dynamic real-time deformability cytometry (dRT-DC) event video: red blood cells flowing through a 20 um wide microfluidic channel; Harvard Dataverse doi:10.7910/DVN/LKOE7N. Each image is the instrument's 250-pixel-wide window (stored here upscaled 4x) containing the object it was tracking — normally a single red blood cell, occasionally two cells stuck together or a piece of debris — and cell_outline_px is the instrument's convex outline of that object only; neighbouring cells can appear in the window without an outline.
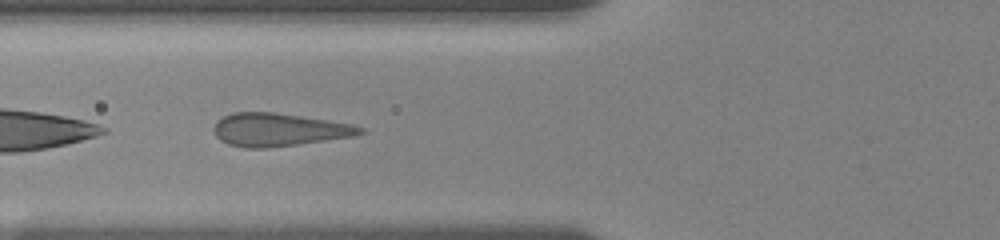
{"species": "human", "species_latin": "Homo sapiens", "temperature_condition": "room temperature", "stored_images_in_passage": 36, "camera_frame_rate_fps": 3000, "um_per_image_px": 0.085, "donor": {"sex": "female"}, "frame": {"image": 1, "passage_image": 4, "time_ms": 1.0, "image_size_px": [1000, 240], "cell_outline_px": [[368, 132], [352, 136], [268, 148], [244, 148], [228, 144], [220, 140], [216, 136], [212, 128], [224, 116], [232, 112], [272, 112], [328, 120], [352, 124], [364, 128]], "centroid_in_image_um": [23.69, 11.03], "position_along_channel_um": 102.1, "area_um2": 27.92}}
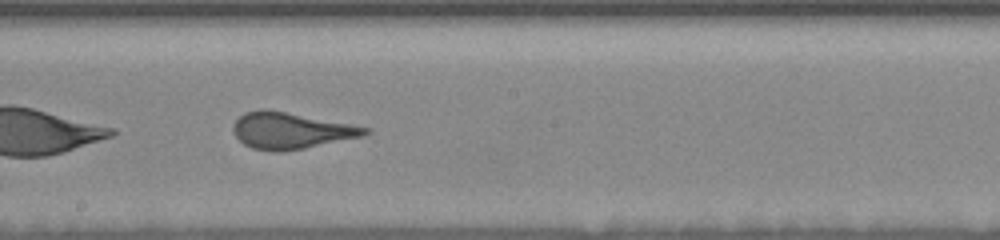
{"frame": {"image": 2, "passage_image": 14, "time_ms": 4.333, "image_size_px": [1000, 240], "cell_outline_px": [[372, 132], [360, 136], [304, 148], [280, 152], [276, 152], [252, 148], [244, 144], [236, 136], [232, 128], [236, 120], [244, 112], [264, 108], [372, 128]], "centroid_in_image_um": [24.7, 11.1], "position_along_channel_um": 223.5, "area_um2": 27.57}}
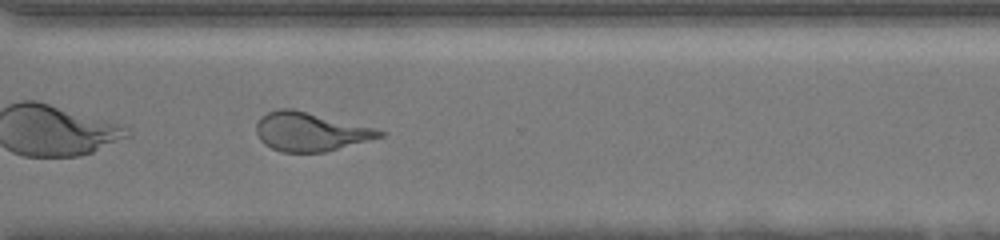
{"frame": {"image": 3, "passage_image": 24, "time_ms": 7.667, "image_size_px": [1000, 240], "cell_outline_px": [[384, 136], [324, 152], [280, 152], [264, 144], [260, 140], [256, 132], [256, 124], [268, 112], [280, 108], [292, 108], [376, 128], [384, 132]], "centroid_in_image_um": [26.37, 11.19], "position_along_channel_um": 344.2, "area_um2": 27.63}}